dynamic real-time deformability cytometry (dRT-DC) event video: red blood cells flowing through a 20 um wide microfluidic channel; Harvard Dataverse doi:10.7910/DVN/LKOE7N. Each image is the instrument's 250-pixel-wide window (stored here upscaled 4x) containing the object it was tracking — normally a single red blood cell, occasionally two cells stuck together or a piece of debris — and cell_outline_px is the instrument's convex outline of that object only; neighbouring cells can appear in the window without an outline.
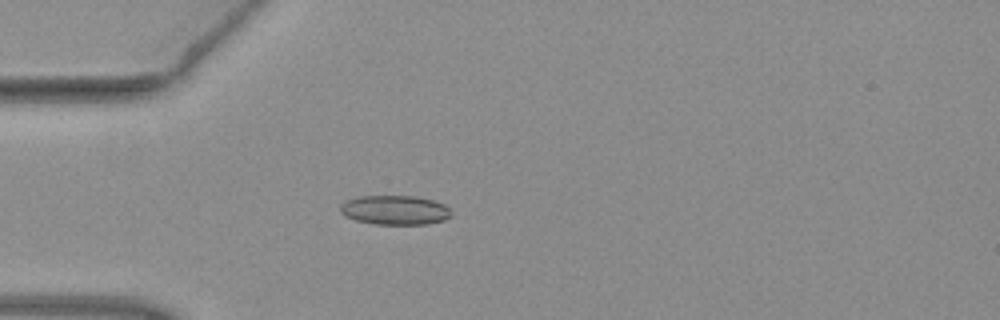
{"species": "common noctule bat (a hibernating species)", "species_latin": "Nyctalus noctula", "temperature_condition": "warm", "stored_images_in_passage": 39, "camera_frame_rate_fps": 3000, "um_per_image_px": 0.085, "animal": {"sex": "female", "body_mass_g": 19.3, "forearm_length_mm": 54.1}, "frame": {"image": 1, "passage_image": 2, "time_ms": 0.333, "image_size_px": [1000, 320], "cell_outline_px": [[452, 216], [444, 220], [428, 224], [376, 224], [356, 220], [344, 216], [340, 212], [340, 204], [344, 200], [356, 196], [416, 196], [432, 200], [444, 204], [448, 208]], "centroid_in_image_um": [33.53, 17.85], "position_along_channel_um": 51.5, "area_um2": 19.13}}
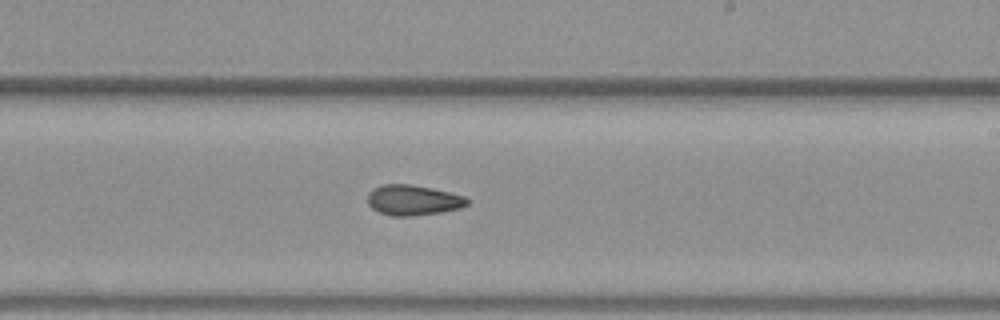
{"frame": {"image": 2, "passage_image": 18, "time_ms": 5.667, "image_size_px": [1000, 320], "cell_outline_px": [[468, 204], [460, 208], [440, 212], [412, 216], [392, 216], [380, 212], [372, 208], [368, 204], [368, 192], [372, 188], [384, 184], [412, 184], [432, 188], [464, 196], [468, 200]], "centroid_in_image_um": [35.08, 17.0], "position_along_channel_um": 253.9, "area_um2": 17.57}}
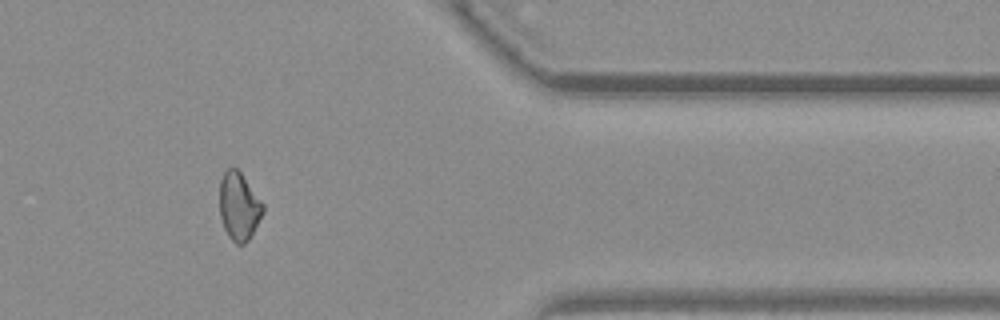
{"frame": {"image": 3, "passage_image": 30, "time_ms": 9.667, "image_size_px": [1000, 320], "cell_outline_px": [[264, 212], [248, 240], [244, 244], [236, 244], [228, 236], [224, 228], [220, 216], [220, 180], [224, 172], [232, 164], [240, 172], [264, 204]], "centroid_in_image_um": [20.3, 17.52], "position_along_channel_um": 391.1, "area_um2": 17.11}, "authors_computed_cell_mechanics": {"area_um2": 17.7446, "velocity_mm_per_s": 4.0013, "shape_relaxation_time_tau1_ms": null, "shape_relaxation_time_tau2_ms": 5.1892, "deformation_change_tau1": null, "deformation_change_tau2": 0.108}}